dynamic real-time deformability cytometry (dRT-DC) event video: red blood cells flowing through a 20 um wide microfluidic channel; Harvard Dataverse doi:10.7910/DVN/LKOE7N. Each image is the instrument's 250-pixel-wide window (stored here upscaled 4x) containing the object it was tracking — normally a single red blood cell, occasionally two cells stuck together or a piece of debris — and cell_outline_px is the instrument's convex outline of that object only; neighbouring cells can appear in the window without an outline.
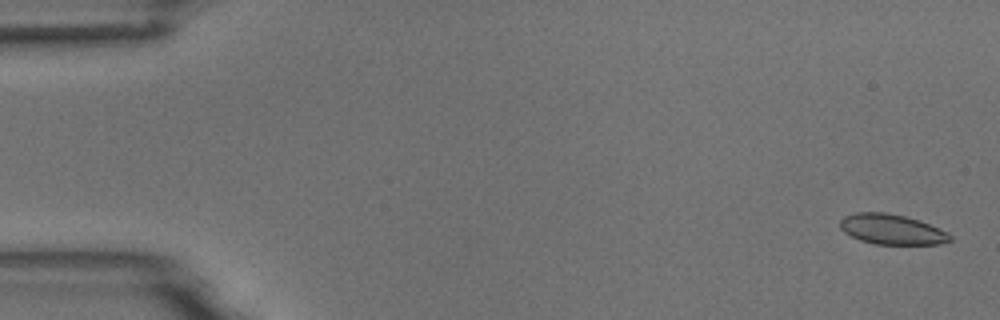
{"species": "common noctule bat (a hibernating species)", "species_latin": "Nyctalus noctula", "temperature_condition": "room temperature", "stored_images_in_passage": 55, "camera_frame_rate_fps": 3000, "um_per_image_px": 0.085, "animal": {"sex": "male", "body_mass_g": 18.8}, "frame": {"image": 1, "passage_image": 2, "time_ms": 0.333, "image_size_px": [1000, 320], "cell_outline_px": [[952, 240], [940, 244], [876, 244], [860, 240], [844, 232], [840, 228], [840, 220], [844, 216], [856, 212], [884, 212], [904, 216], [920, 220], [948, 232], [952, 236]], "centroid_in_image_um": [75.81, 19.49], "position_along_channel_um": 9.2, "area_um2": 19.36}}
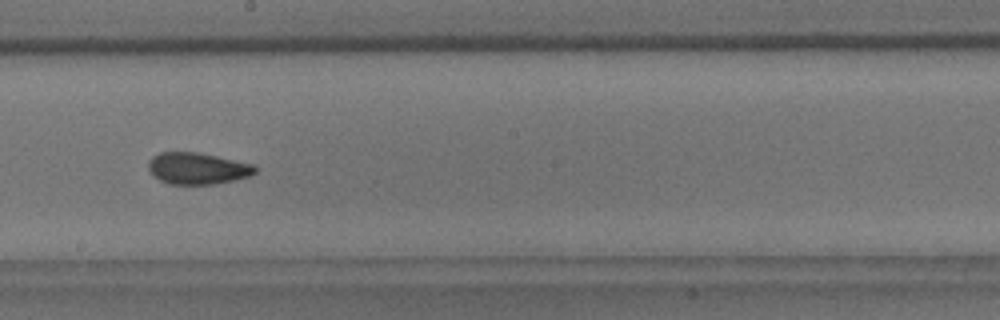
{"frame": {"image": 2, "passage_image": 31, "time_ms": 10.0, "image_size_px": [1000, 320], "cell_outline_px": [[256, 172], [248, 176], [236, 180], [212, 184], [168, 184], [160, 180], [148, 168], [148, 160], [152, 156], [160, 152], [200, 152], [252, 164], [256, 168]], "centroid_in_image_um": [16.77, 14.31], "position_along_channel_um": 231.4, "area_um2": 19.59}}
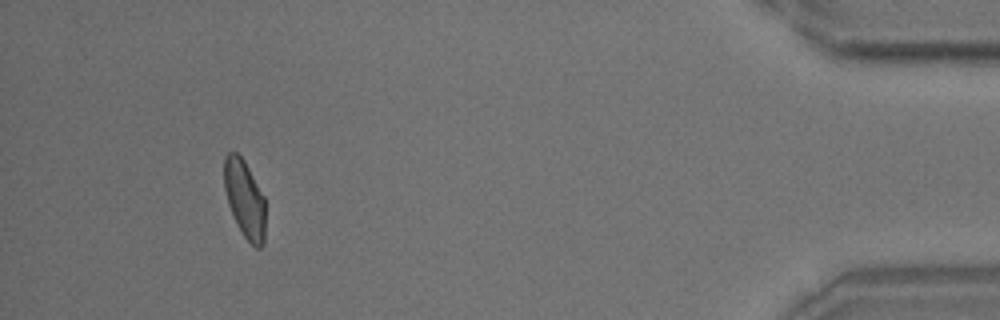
{"frame": {"image": 3, "passage_image": 51, "time_ms": 16.667, "image_size_px": [1000, 320], "cell_outline_px": [[264, 244], [260, 248], [256, 248], [244, 236], [228, 204], [224, 188], [224, 156], [228, 152], [236, 152], [244, 160], [264, 196]], "centroid_in_image_um": [20.79, 16.88], "position_along_channel_um": 414.4, "area_um2": 18.38}, "authors_computed_cell_mechanics": {"area_um2": 19.652, "velocity_mm_per_s": 3.7102, "shape_relaxation_time_tau1_ms": 7.1357, "shape_relaxation_time_tau2_ms": 1.2836, "deformation_change_tau1": 0.1385, "deformation_change_tau2": 0.0663}}